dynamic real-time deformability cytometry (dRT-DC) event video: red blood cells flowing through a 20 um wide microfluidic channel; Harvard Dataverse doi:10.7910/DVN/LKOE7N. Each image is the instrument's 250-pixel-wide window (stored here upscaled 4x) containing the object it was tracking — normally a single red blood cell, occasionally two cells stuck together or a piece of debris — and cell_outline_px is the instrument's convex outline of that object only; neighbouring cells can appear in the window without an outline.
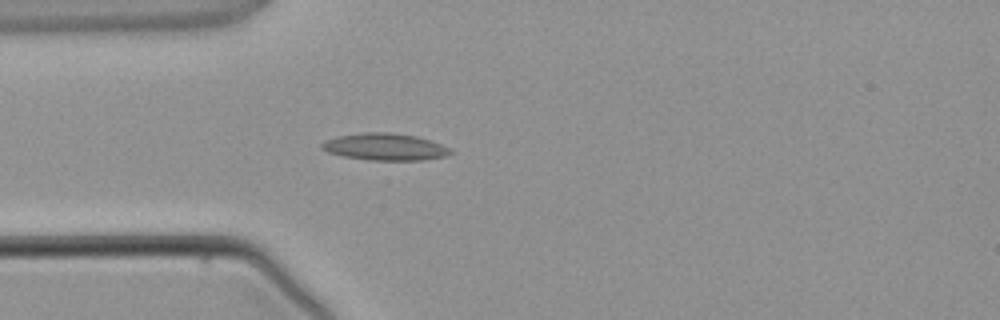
{"species": "common noctule bat (a hibernating species)", "species_latin": "Nyctalus noctula", "temperature_condition": "warm", "stored_images_in_passage": 3, "camera_frame_rate_fps": 3000, "um_per_image_px": 0.085, "animal": {"sex": "male", "body_mass_g": 21.5, "forearm_length_mm": 52.0}, "frame": {"image": 1, "passage_image": 3, "time_ms": 3.667, "image_size_px": [1000, 320], "cell_outline_px": [[452, 152], [444, 156], [424, 160], [368, 160], [344, 156], [328, 152], [320, 148], [320, 144], [324, 140], [340, 136], [364, 132], [392, 132], [416, 136], [452, 148]], "centroid_in_image_um": [32.7, 12.48], "position_along_channel_um": 52.3, "area_um2": 20.17}}